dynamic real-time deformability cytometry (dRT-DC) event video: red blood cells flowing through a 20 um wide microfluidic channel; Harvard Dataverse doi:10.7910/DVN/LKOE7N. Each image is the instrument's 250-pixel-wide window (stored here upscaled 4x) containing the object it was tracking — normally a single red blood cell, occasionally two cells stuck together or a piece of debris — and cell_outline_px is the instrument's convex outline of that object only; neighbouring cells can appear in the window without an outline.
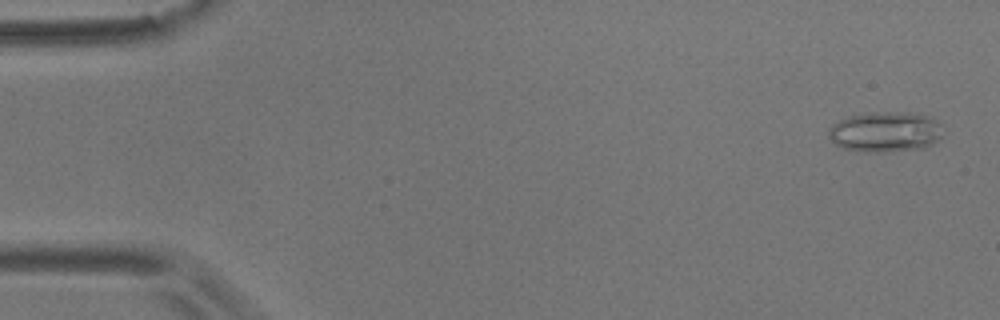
{"species": "common noctule bat (a hibernating species)", "species_latin": "Nyctalus noctula", "temperature_condition": "room temperature", "stored_images_in_passage": 5, "camera_frame_rate_fps": 3000, "um_per_image_px": 0.085, "animal": {"sex": "male", "body_mass_g": 17.9}, "frame": {"image": 1, "passage_image": 1, "time_ms": 0.0, "image_size_px": [1000, 320], "cell_outline_px": [[940, 136], [932, 144], [924, 148], [884, 152], [872, 152], [844, 148], [836, 144], [828, 136], [828, 128], [832, 124], [848, 116], [872, 112], [912, 112], [932, 116], [940, 124]], "centroid_in_image_um": [75.25, 11.19], "position_along_channel_um": 9.8, "area_um2": 26.88}}